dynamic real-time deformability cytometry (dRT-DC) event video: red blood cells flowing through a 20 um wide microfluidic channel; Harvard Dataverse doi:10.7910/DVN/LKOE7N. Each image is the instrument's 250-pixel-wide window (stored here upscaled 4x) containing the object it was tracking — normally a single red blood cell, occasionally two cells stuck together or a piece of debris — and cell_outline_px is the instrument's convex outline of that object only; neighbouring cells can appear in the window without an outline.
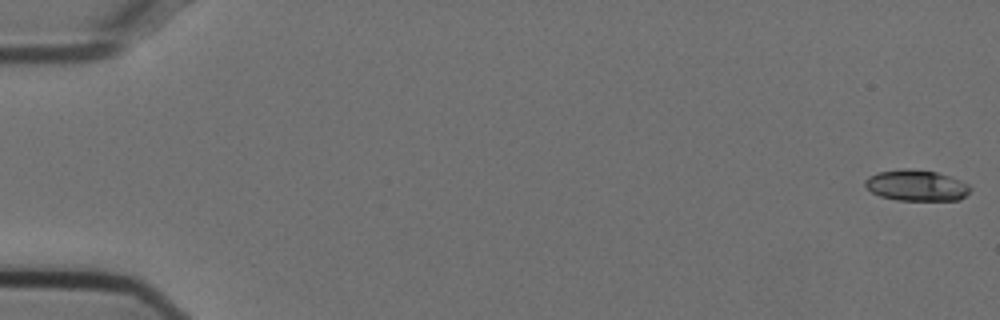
{"species": "Egyptian fruit bat (a non-hibernating species)", "species_latin": "Rousettus aegyptiacus", "temperature_condition": "cold", "stored_images_in_passage": 55, "camera_frame_rate_fps": 3000, "um_per_image_px": 0.085, "animal": {"sex": "female"}, "frame": {"image": 1, "passage_image": 1, "time_ms": 0.0, "image_size_px": [1000, 320], "cell_outline_px": [[972, 188], [960, 200], [896, 200], [880, 196], [872, 192], [864, 184], [864, 180], [868, 176], [876, 172], [900, 168], [908, 168], [936, 172], [960, 180], [968, 184]], "centroid_in_image_um": [77.86, 15.75], "position_along_channel_um": 7.1, "area_um2": 19.07}}
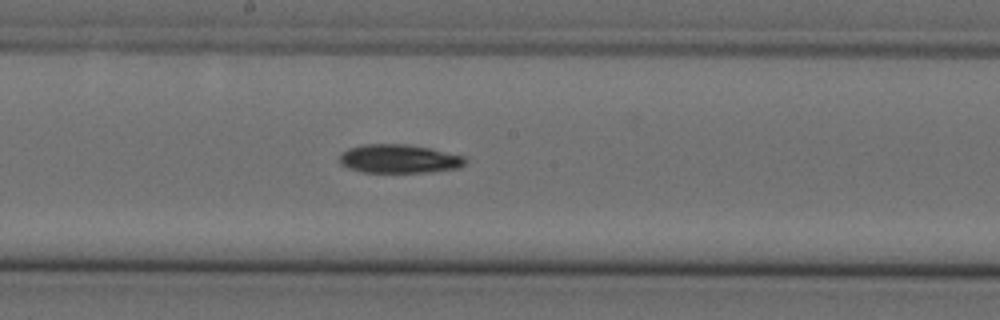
{"frame": {"image": 2, "passage_image": 30, "time_ms": 9.667, "image_size_px": [1000, 320], "cell_outline_px": [[468, 160], [460, 168], [432, 172], [360, 172], [348, 168], [340, 164], [340, 156], [348, 148], [364, 144], [408, 144], [432, 148], [464, 156]], "centroid_in_image_um": [33.96, 13.5], "position_along_channel_um": 214.2, "area_um2": 21.21}}
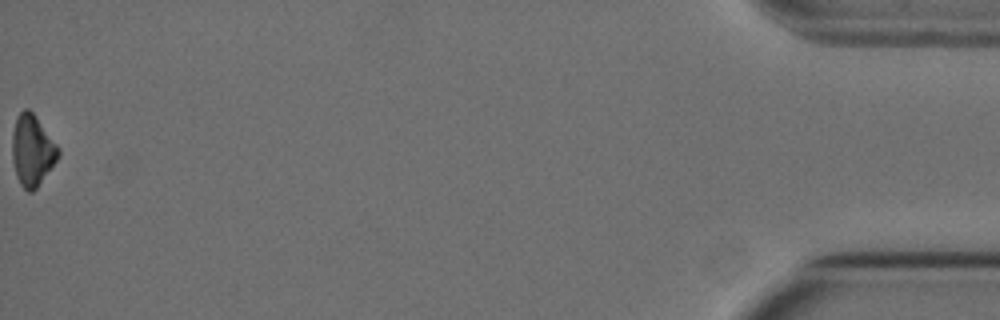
{"frame": {"image": 3, "passage_image": 55, "time_ms": 18.0, "image_size_px": [1000, 320], "cell_outline_px": [[60, 156], [36, 188], [32, 192], [28, 192], [20, 184], [16, 176], [12, 160], [12, 132], [16, 120], [20, 112], [24, 108], [28, 108], [32, 112], [60, 148]], "centroid_in_image_um": [2.74, 12.79], "position_along_channel_um": 432.5, "area_um2": 19.02}, "authors_computed_cell_mechanics": {"area_um2": 20.0566, "velocity_mm_per_s": 3.763, "shape_relaxation_time_tau1_ms": 4.635, "shape_relaxation_time_tau2_ms": null, "deformation_change_tau1": 0.1199, "deformation_change_tau2": null}}